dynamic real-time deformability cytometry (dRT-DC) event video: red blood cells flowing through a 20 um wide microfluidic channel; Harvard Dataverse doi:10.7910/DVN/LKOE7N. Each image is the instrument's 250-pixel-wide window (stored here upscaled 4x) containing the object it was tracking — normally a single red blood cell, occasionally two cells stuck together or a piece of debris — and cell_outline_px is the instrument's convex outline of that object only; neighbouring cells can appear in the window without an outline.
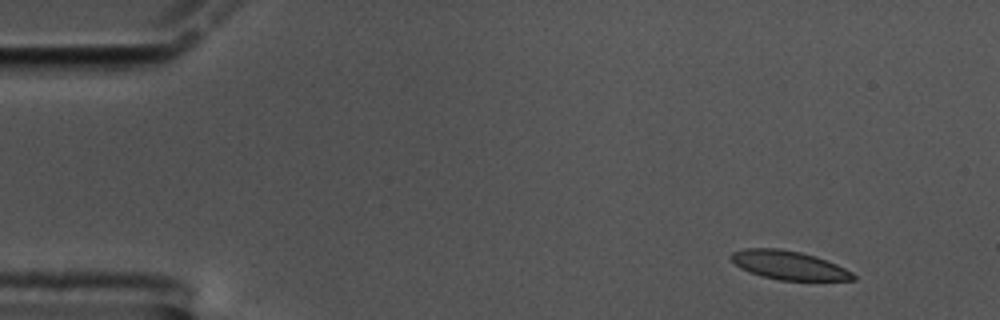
{"species": "common noctule bat (a hibernating species)", "species_latin": "Nyctalus noctula", "temperature_condition": "cold", "stored_images_in_passage": 55, "camera_frame_rate_fps": 3000, "um_per_image_px": 0.085, "animal": {"sex": "male", "body_mass_g": 17.5, "forearm_length_mm": 52.3}, "frame": {"image": 1, "passage_image": 1, "time_ms": 0.0, "image_size_px": [1000, 320], "cell_outline_px": [[856, 280], [780, 280], [748, 272], [740, 268], [728, 256], [732, 252], [744, 248], [780, 248], [800, 252], [816, 256], [836, 264], [852, 272], [856, 276]], "centroid_in_image_um": [67.03, 22.53], "position_along_channel_um": 18.0, "area_um2": 20.4}}
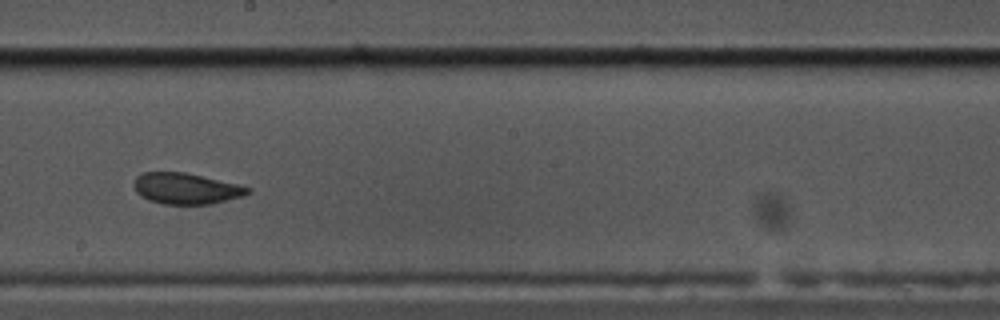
{"frame": {"image": 2, "passage_image": 29, "time_ms": 9.333, "image_size_px": [1000, 320], "cell_outline_px": [[252, 192], [244, 196], [212, 204], [164, 204], [148, 200], [140, 196], [136, 192], [132, 184], [136, 176], [144, 172], [184, 172], [240, 184], [252, 188]], "centroid_in_image_um": [15.83, 16.03], "position_along_channel_um": 232.4, "area_um2": 20.92}}
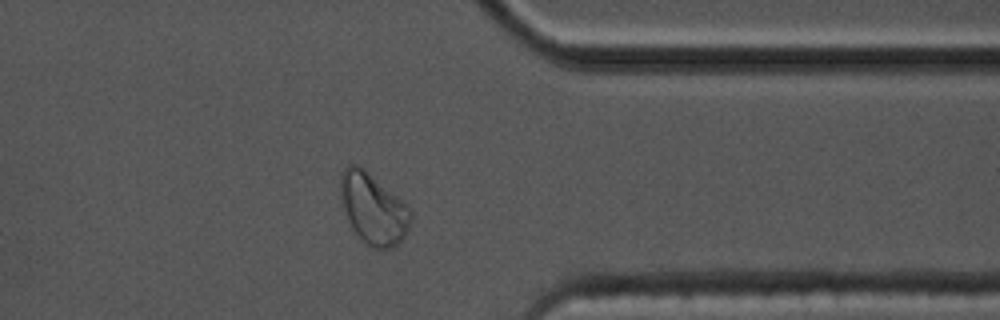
{"frame": {"image": 3, "passage_image": 43, "time_ms": 14.0, "image_size_px": [1000, 320], "cell_outline_px": [[412, 216], [408, 228], [404, 236], [392, 248], [372, 248], [360, 240], [352, 228], [348, 220], [340, 196], [340, 172], [348, 164], [360, 164], [396, 196], [412, 212]], "centroid_in_image_um": [31.68, 17.72], "position_along_channel_um": 379.7, "area_um2": 28.78}, "authors_computed_cell_mechanics": {"area_um2": 21.5594, "velocity_mm_per_s": 3.3205, "shape_relaxation_time_tau1_ms": 8.9662, "shape_relaxation_time_tau2_ms": 1.1448, "deformation_change_tau1": 0.181, "deformation_change_tau2": 0.0506}}